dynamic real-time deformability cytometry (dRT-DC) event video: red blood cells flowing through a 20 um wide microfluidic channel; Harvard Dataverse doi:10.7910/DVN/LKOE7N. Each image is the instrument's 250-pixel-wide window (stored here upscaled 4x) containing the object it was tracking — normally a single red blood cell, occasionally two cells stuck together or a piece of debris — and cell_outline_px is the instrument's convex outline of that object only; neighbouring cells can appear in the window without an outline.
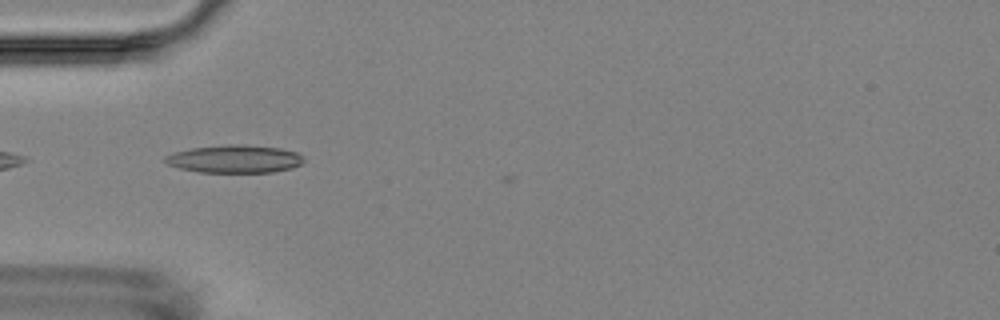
{"species": "Egyptian fruit bat (a non-hibernating species)", "species_latin": "Rousettus aegyptiacus", "temperature_condition": "room temperature", "stored_images_in_passage": 4, "camera_frame_rate_fps": 3000, "um_per_image_px": 0.085, "animal": {"sex": "female"}, "frame": {"image": 1, "passage_image": 3, "time_ms": 3.667, "image_size_px": [1000, 320], "cell_outline_px": [[304, 160], [300, 164], [292, 168], [272, 172], [200, 172], [180, 168], [168, 164], [164, 160], [164, 156], [172, 152], [192, 148], [228, 144], [244, 144], [280, 148], [296, 152]], "centroid_in_image_um": [19.92, 13.5], "position_along_channel_um": 65.1, "area_um2": 22.43}}